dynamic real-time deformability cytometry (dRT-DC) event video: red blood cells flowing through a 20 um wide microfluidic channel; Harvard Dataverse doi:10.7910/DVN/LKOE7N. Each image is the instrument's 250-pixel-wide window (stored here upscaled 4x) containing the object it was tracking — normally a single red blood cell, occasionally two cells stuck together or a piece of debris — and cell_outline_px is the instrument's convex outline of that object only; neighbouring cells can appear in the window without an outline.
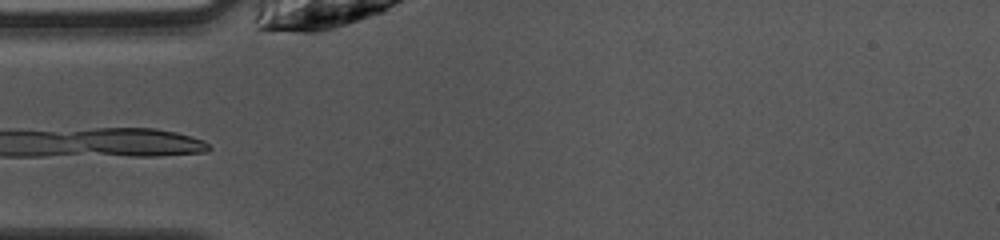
{"species": "common noctule bat (a hibernating species)", "species_latin": "Nyctalus noctula", "temperature_condition": "warm", "stored_images_in_passage": 23, "camera_frame_rate_fps": 3000, "um_per_image_px": 0.085, "animal": {"sex": "female", "body_mass_g": 10.0, "forearm_length_mm": 53.1}, "frame": {"image": 1, "passage_image": 2, "time_ms": 0.333, "image_size_px": [1000, 240], "cell_outline_px": [[196, 140], [188, 152], [112, 152], [120, 128], [136, 128], [164, 132], [184, 136]], "centroid_in_image_um": [12.82, 12.03], "position_along_channel_um": 72.2, "area_um2": 11.39}}
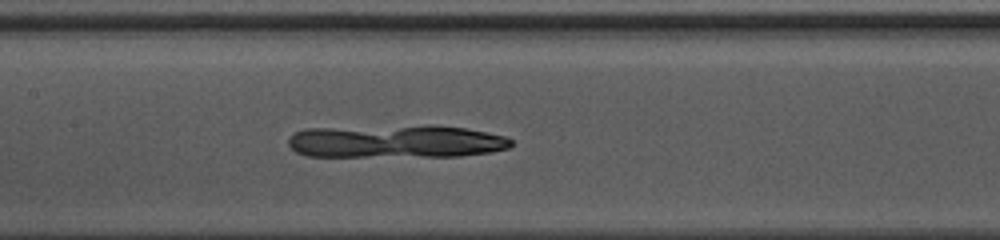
{"frame": {"image": 2, "passage_image": 9, "time_ms": 2.667, "image_size_px": [1000, 240], "cell_outline_px": [[388, 148], [376, 152], [340, 156], [324, 156], [304, 152], [296, 148], [292, 144], [308, 132], [344, 132], [368, 136], [380, 140]], "centroid_in_image_um": [28.73, 12.24], "position_along_channel_um": 178.7, "area_um2": 12.43}}
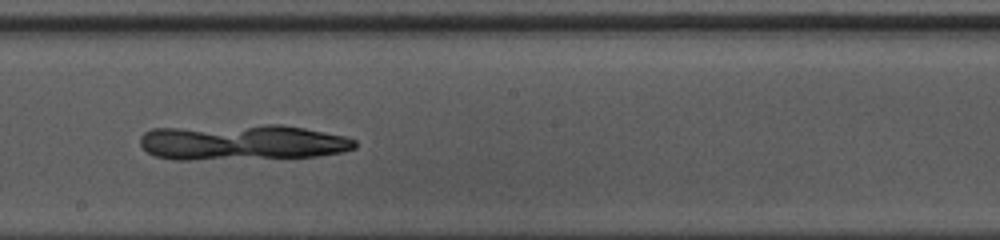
{"frame": {"image": 3, "passage_image": 13, "time_ms": 4.0, "image_size_px": [1000, 240], "cell_outline_px": [[240, 148], [228, 152], [204, 156], [164, 156], [152, 152], [148, 148], [172, 132], [188, 132], [208, 136], [224, 140]], "centroid_in_image_um": [16.22, 12.35], "position_along_channel_um": 232.0, "area_um2": 10.98}}